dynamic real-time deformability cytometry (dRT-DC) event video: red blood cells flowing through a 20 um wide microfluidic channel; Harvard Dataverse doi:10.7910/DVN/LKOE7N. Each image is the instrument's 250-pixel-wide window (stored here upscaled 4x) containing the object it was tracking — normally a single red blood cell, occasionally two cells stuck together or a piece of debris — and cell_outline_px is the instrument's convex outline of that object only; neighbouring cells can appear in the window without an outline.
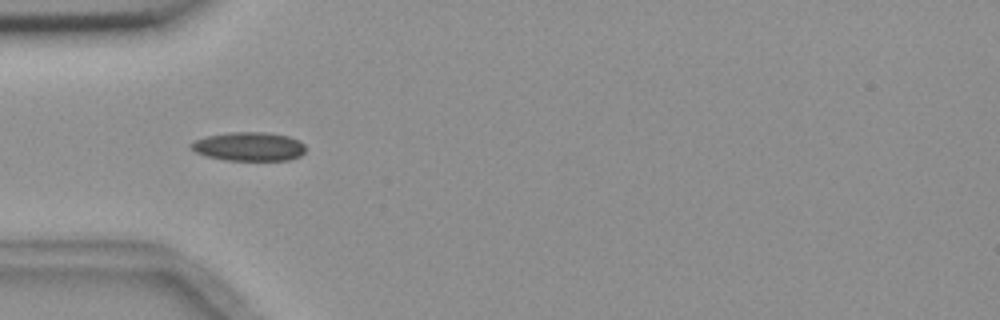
{"species": "common noctule bat (a hibernating species)", "species_latin": "Nyctalus noctula", "temperature_condition": "room temperature", "stored_images_in_passage": 5, "camera_frame_rate_fps": 3000, "um_per_image_px": 0.085, "animal": {"sex": "female", "body_mass_g": 18.4}, "frame": {"image": 1, "passage_image": 5, "time_ms": 4.333, "image_size_px": [1000, 320], "cell_outline_px": [[304, 152], [300, 156], [288, 160], [228, 160], [204, 156], [196, 152], [188, 144], [192, 140], [208, 136], [228, 132], [268, 132], [288, 136], [300, 140], [304, 144]], "centroid_in_image_um": [21.14, 12.45], "position_along_channel_um": 63.9, "area_um2": 19.36}}